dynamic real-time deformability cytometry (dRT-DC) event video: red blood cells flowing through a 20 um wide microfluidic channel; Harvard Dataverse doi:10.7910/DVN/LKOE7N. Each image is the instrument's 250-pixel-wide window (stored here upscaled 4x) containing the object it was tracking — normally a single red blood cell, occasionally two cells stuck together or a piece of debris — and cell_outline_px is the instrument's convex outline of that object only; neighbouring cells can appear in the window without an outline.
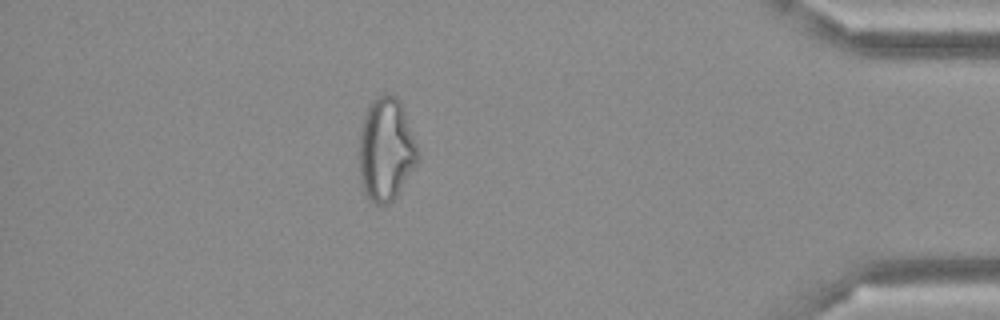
{"species": "Egyptian fruit bat (a non-hibernating species)", "species_latin": "Rousettus aegyptiacus", "temperature_condition": "cold", "stored_images_in_passage": 42, "camera_frame_rate_fps": 3000, "um_per_image_px": 0.085, "frame": {"image": 1, "passage_image": 36, "time_ms": 11.667, "image_size_px": [1000, 320], "cell_outline_px": [[420, 160], [396, 196], [388, 204], [376, 204], [368, 200], [360, 184], [360, 132], [364, 116], [368, 104], [376, 96], [388, 92], [396, 96], [400, 100], [416, 144]], "centroid_in_image_um": [32.8, 12.7], "position_along_channel_um": 402.4, "area_um2": 35.43}}